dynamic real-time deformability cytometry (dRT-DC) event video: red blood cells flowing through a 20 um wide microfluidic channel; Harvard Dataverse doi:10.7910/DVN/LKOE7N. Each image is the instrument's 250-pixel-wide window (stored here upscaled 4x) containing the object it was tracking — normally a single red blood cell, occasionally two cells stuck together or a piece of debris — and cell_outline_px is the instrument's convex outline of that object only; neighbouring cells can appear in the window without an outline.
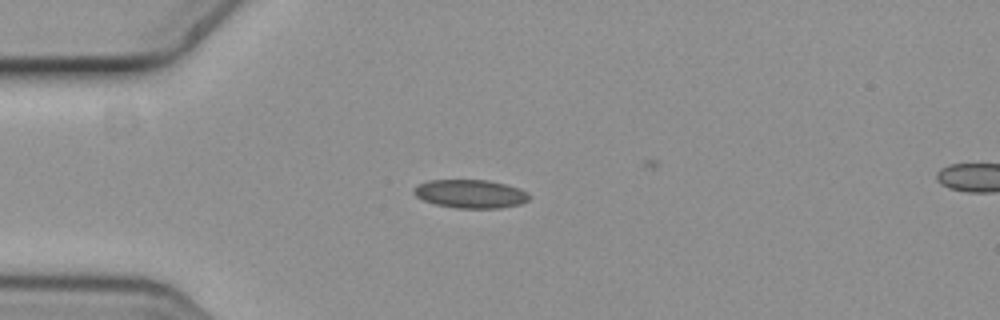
{"species": "common noctule bat (a hibernating species)", "species_latin": "Nyctalus noctula", "temperature_condition": "cold", "stored_images_in_passage": 5, "camera_frame_rate_fps": 3000, "um_per_image_px": 0.085, "animal": {"sex": "female", "body_mass_g": 19.3, "forearm_length_mm": 54.1}, "frame": {"image": 1, "passage_image": 4, "time_ms": 1.0, "image_size_px": [1000, 320], "cell_outline_px": [[532, 196], [528, 200], [520, 204], [500, 208], [456, 208], [436, 204], [424, 200], [416, 196], [412, 192], [420, 184], [428, 180], [488, 180], [520, 188], [528, 192]], "centroid_in_image_um": [40.04, 16.48], "position_along_channel_um": 45.0, "area_um2": 19.07}}